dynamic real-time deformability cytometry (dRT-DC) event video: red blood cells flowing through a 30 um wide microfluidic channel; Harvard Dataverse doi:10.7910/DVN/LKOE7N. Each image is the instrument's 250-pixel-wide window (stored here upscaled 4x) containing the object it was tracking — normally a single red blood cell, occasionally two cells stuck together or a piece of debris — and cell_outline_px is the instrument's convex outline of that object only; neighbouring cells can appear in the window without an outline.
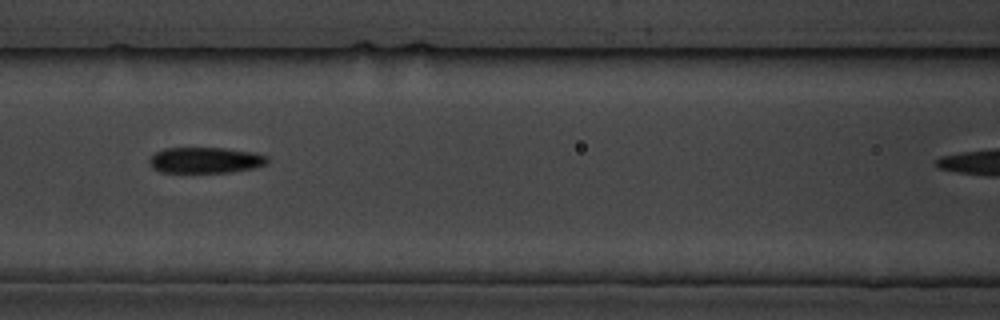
{"species": "common noctule bat (a hibernating species)", "species_latin": "Nyctalus noctula", "temperature_condition": "cold", "stored_images_in_passage": 5, "segment_of_instrument_passage": [1, 2], "camera_frame_rate_fps": 3000, "um_per_image_px": 0.085, "animal": {"sex": "male", "body_mass_g": 19.5, "forearm_length_mm": 54.6}, "frame": {"image": 1, "passage_image": 4, "time_ms": 4.333, "image_size_px": [1000, 320], "cell_outline_px": [[268, 160], [264, 164], [252, 168], [232, 172], [160, 172], [152, 168], [148, 160], [156, 152], [164, 148], [224, 148], [252, 152], [268, 156]], "centroid_in_image_um": [17.42, 13.61], "position_along_channel_um": 149.2, "area_um2": 17.69}}